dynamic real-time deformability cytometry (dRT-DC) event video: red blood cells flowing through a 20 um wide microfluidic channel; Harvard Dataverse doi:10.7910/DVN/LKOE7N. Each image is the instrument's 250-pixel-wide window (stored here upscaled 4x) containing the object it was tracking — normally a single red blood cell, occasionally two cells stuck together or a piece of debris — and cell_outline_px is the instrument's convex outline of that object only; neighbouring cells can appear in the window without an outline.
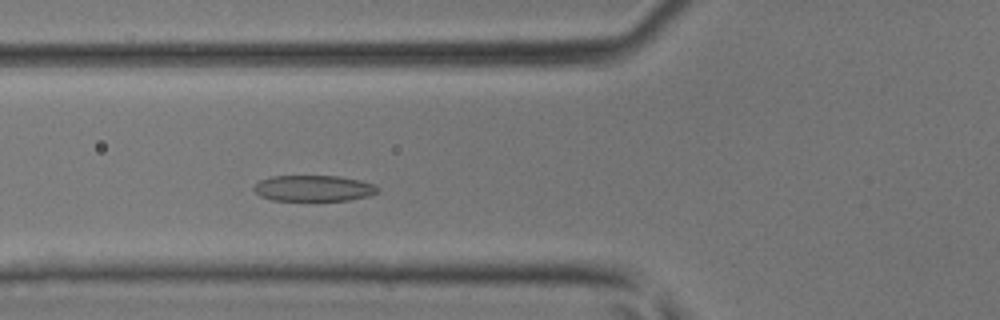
{"species": "common noctule bat (a hibernating species)", "species_latin": "Nyctalus noctula", "temperature_condition": "room temperature", "stored_images_in_passage": 38, "camera_frame_rate_fps": 3000, "um_per_image_px": 0.085, "animal": {"sex": "male", "body_mass_g": 17.9, "forearm_length_mm": 54.2}, "frame": {"image": 1, "passage_image": 11, "time_ms": 3.333, "image_size_px": [1000, 320], "cell_outline_px": [[380, 188], [376, 192], [368, 196], [348, 200], [272, 200], [260, 196], [252, 188], [260, 180], [272, 176], [340, 176], [360, 180], [376, 184]], "centroid_in_image_um": [26.67, 15.99], "position_along_channel_um": 99.1, "area_um2": 18.73}}
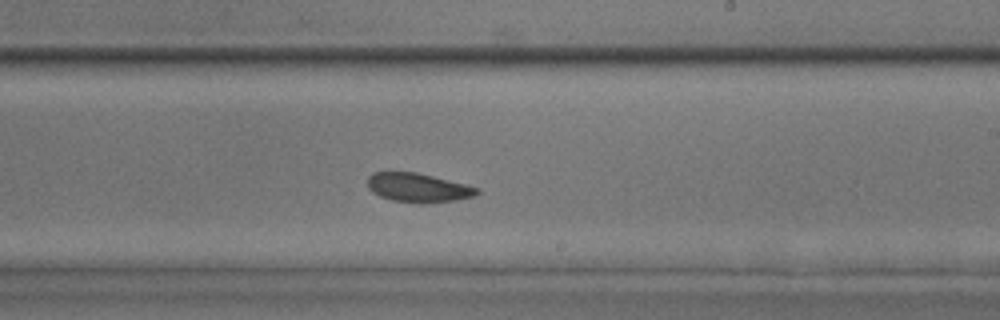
{"frame": {"image": 2, "passage_image": 21, "time_ms": 6.667, "image_size_px": [1000, 320], "cell_outline_px": [[480, 192], [476, 196], [456, 200], [424, 204], [420, 204], [392, 200], [380, 196], [372, 192], [368, 188], [368, 176], [372, 172], [416, 172], [480, 188]], "centroid_in_image_um": [35.54, 15.96], "position_along_channel_um": 253.5, "area_um2": 18.61}}
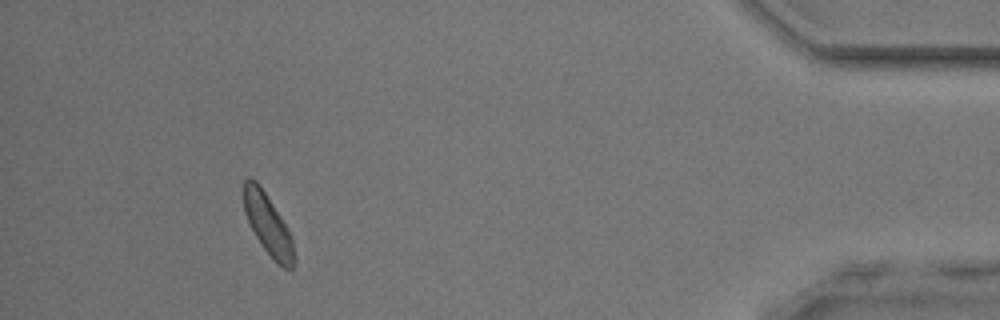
{"frame": {"image": 3, "passage_image": 35, "time_ms": 11.333, "image_size_px": [1000, 320], "cell_outline_px": [[296, 260], [292, 268], [284, 268], [260, 244], [244, 212], [244, 180], [248, 176], [252, 176], [256, 180], [288, 228], [292, 236], [296, 256]], "centroid_in_image_um": [22.79, 19.07], "position_along_channel_um": 412.4, "area_um2": 17.51}}